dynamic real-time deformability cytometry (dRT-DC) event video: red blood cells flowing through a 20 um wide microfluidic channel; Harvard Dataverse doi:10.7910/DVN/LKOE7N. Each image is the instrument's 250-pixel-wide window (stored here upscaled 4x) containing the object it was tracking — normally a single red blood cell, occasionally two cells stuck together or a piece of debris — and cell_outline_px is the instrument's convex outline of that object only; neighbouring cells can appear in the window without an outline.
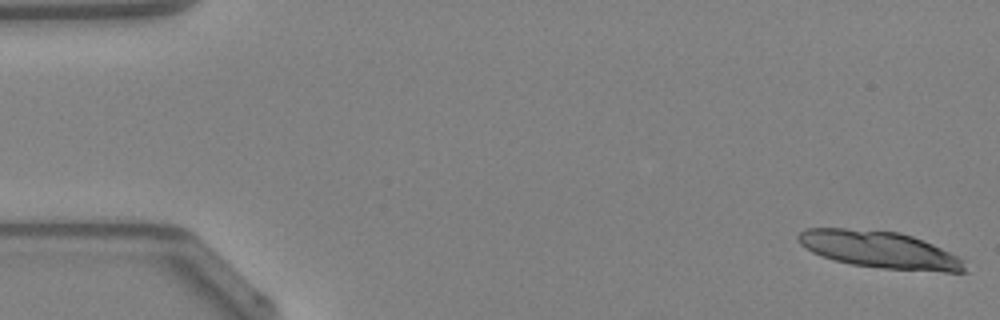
{"species": "Egyptian fruit bat (a non-hibernating species)", "species_latin": "Rousettus aegyptiacus", "temperature_condition": "warm", "stored_images_in_passage": 22, "camera_frame_rate_fps": 3000, "um_per_image_px": 0.085, "animal": {"sex": "female"}, "frame": {"image": 1, "passage_image": 1, "time_ms": 0.0, "image_size_px": [1000, 320], "cell_outline_px": [[968, 272], [944, 272], [880, 268], [852, 264], [836, 260], [812, 252], [800, 244], [796, 240], [796, 236], [800, 232], [808, 228], [844, 228], [900, 232], [912, 236], [932, 244], [964, 260]], "centroid_in_image_um": [74.77, 21.22], "position_along_channel_um": 10.2, "area_um2": 35.66}}